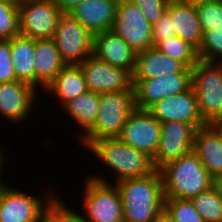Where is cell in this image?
Segmentation results:
<instances>
[{
	"label": "cell",
	"mask_w": 222,
	"mask_h": 222,
	"mask_svg": "<svg viewBox=\"0 0 222 222\" xmlns=\"http://www.w3.org/2000/svg\"><path fill=\"white\" fill-rule=\"evenodd\" d=\"M115 184L122 199L124 222H153L164 210L163 181L159 170Z\"/></svg>",
	"instance_id": "1"
},
{
	"label": "cell",
	"mask_w": 222,
	"mask_h": 222,
	"mask_svg": "<svg viewBox=\"0 0 222 222\" xmlns=\"http://www.w3.org/2000/svg\"><path fill=\"white\" fill-rule=\"evenodd\" d=\"M159 172L165 199L190 200L213 186V177L193 151L165 164Z\"/></svg>",
	"instance_id": "2"
},
{
	"label": "cell",
	"mask_w": 222,
	"mask_h": 222,
	"mask_svg": "<svg viewBox=\"0 0 222 222\" xmlns=\"http://www.w3.org/2000/svg\"><path fill=\"white\" fill-rule=\"evenodd\" d=\"M87 149L103 165L115 171V183L150 175L156 170L149 155L125 144L119 138L93 141Z\"/></svg>",
	"instance_id": "3"
},
{
	"label": "cell",
	"mask_w": 222,
	"mask_h": 222,
	"mask_svg": "<svg viewBox=\"0 0 222 222\" xmlns=\"http://www.w3.org/2000/svg\"><path fill=\"white\" fill-rule=\"evenodd\" d=\"M134 109V91L101 93L95 124L80 137L83 146L87 148L93 141L105 138H118Z\"/></svg>",
	"instance_id": "4"
},
{
	"label": "cell",
	"mask_w": 222,
	"mask_h": 222,
	"mask_svg": "<svg viewBox=\"0 0 222 222\" xmlns=\"http://www.w3.org/2000/svg\"><path fill=\"white\" fill-rule=\"evenodd\" d=\"M192 88L203 121L222 125V63L199 60L192 68Z\"/></svg>",
	"instance_id": "5"
},
{
	"label": "cell",
	"mask_w": 222,
	"mask_h": 222,
	"mask_svg": "<svg viewBox=\"0 0 222 222\" xmlns=\"http://www.w3.org/2000/svg\"><path fill=\"white\" fill-rule=\"evenodd\" d=\"M109 182L100 175L85 179L82 198L85 215L79 213L83 222H124L120 192L116 184Z\"/></svg>",
	"instance_id": "6"
},
{
	"label": "cell",
	"mask_w": 222,
	"mask_h": 222,
	"mask_svg": "<svg viewBox=\"0 0 222 222\" xmlns=\"http://www.w3.org/2000/svg\"><path fill=\"white\" fill-rule=\"evenodd\" d=\"M56 198L55 193L42 198L30 196L0 183V222H41L45 210Z\"/></svg>",
	"instance_id": "7"
},
{
	"label": "cell",
	"mask_w": 222,
	"mask_h": 222,
	"mask_svg": "<svg viewBox=\"0 0 222 222\" xmlns=\"http://www.w3.org/2000/svg\"><path fill=\"white\" fill-rule=\"evenodd\" d=\"M20 35L52 39L62 12L54 0H26L18 6Z\"/></svg>",
	"instance_id": "8"
},
{
	"label": "cell",
	"mask_w": 222,
	"mask_h": 222,
	"mask_svg": "<svg viewBox=\"0 0 222 222\" xmlns=\"http://www.w3.org/2000/svg\"><path fill=\"white\" fill-rule=\"evenodd\" d=\"M66 64L78 65L93 53V35L71 14H62L54 36Z\"/></svg>",
	"instance_id": "9"
},
{
	"label": "cell",
	"mask_w": 222,
	"mask_h": 222,
	"mask_svg": "<svg viewBox=\"0 0 222 222\" xmlns=\"http://www.w3.org/2000/svg\"><path fill=\"white\" fill-rule=\"evenodd\" d=\"M112 30L136 52L153 47L152 25L128 0H119Z\"/></svg>",
	"instance_id": "10"
},
{
	"label": "cell",
	"mask_w": 222,
	"mask_h": 222,
	"mask_svg": "<svg viewBox=\"0 0 222 222\" xmlns=\"http://www.w3.org/2000/svg\"><path fill=\"white\" fill-rule=\"evenodd\" d=\"M135 108L149 109L161 99L188 91L192 72H179L152 79H132Z\"/></svg>",
	"instance_id": "11"
},
{
	"label": "cell",
	"mask_w": 222,
	"mask_h": 222,
	"mask_svg": "<svg viewBox=\"0 0 222 222\" xmlns=\"http://www.w3.org/2000/svg\"><path fill=\"white\" fill-rule=\"evenodd\" d=\"M160 132L161 123L148 109L135 108L118 138L153 159L159 146Z\"/></svg>",
	"instance_id": "12"
},
{
	"label": "cell",
	"mask_w": 222,
	"mask_h": 222,
	"mask_svg": "<svg viewBox=\"0 0 222 222\" xmlns=\"http://www.w3.org/2000/svg\"><path fill=\"white\" fill-rule=\"evenodd\" d=\"M78 65L91 92L133 91L132 74L123 68L112 66L93 54Z\"/></svg>",
	"instance_id": "13"
},
{
	"label": "cell",
	"mask_w": 222,
	"mask_h": 222,
	"mask_svg": "<svg viewBox=\"0 0 222 222\" xmlns=\"http://www.w3.org/2000/svg\"><path fill=\"white\" fill-rule=\"evenodd\" d=\"M196 129L178 121L161 123L160 142L153 160L156 170L193 151Z\"/></svg>",
	"instance_id": "14"
},
{
	"label": "cell",
	"mask_w": 222,
	"mask_h": 222,
	"mask_svg": "<svg viewBox=\"0 0 222 222\" xmlns=\"http://www.w3.org/2000/svg\"><path fill=\"white\" fill-rule=\"evenodd\" d=\"M148 110L160 123L178 121L191 124L196 130L206 125L199 113L192 87L188 91L161 99Z\"/></svg>",
	"instance_id": "15"
},
{
	"label": "cell",
	"mask_w": 222,
	"mask_h": 222,
	"mask_svg": "<svg viewBox=\"0 0 222 222\" xmlns=\"http://www.w3.org/2000/svg\"><path fill=\"white\" fill-rule=\"evenodd\" d=\"M37 96V90L28 83L19 80L0 83V115L12 123L26 121Z\"/></svg>",
	"instance_id": "16"
},
{
	"label": "cell",
	"mask_w": 222,
	"mask_h": 222,
	"mask_svg": "<svg viewBox=\"0 0 222 222\" xmlns=\"http://www.w3.org/2000/svg\"><path fill=\"white\" fill-rule=\"evenodd\" d=\"M193 152L213 177L222 175V125L206 124L194 135Z\"/></svg>",
	"instance_id": "17"
},
{
	"label": "cell",
	"mask_w": 222,
	"mask_h": 222,
	"mask_svg": "<svg viewBox=\"0 0 222 222\" xmlns=\"http://www.w3.org/2000/svg\"><path fill=\"white\" fill-rule=\"evenodd\" d=\"M106 63L123 68L131 74L134 70L136 52L113 30H106L93 36V53Z\"/></svg>",
	"instance_id": "18"
},
{
	"label": "cell",
	"mask_w": 222,
	"mask_h": 222,
	"mask_svg": "<svg viewBox=\"0 0 222 222\" xmlns=\"http://www.w3.org/2000/svg\"><path fill=\"white\" fill-rule=\"evenodd\" d=\"M118 0H83L70 14L93 36L114 25Z\"/></svg>",
	"instance_id": "19"
},
{
	"label": "cell",
	"mask_w": 222,
	"mask_h": 222,
	"mask_svg": "<svg viewBox=\"0 0 222 222\" xmlns=\"http://www.w3.org/2000/svg\"><path fill=\"white\" fill-rule=\"evenodd\" d=\"M179 72H192V68L151 47L136 53L132 79H152Z\"/></svg>",
	"instance_id": "20"
},
{
	"label": "cell",
	"mask_w": 222,
	"mask_h": 222,
	"mask_svg": "<svg viewBox=\"0 0 222 222\" xmlns=\"http://www.w3.org/2000/svg\"><path fill=\"white\" fill-rule=\"evenodd\" d=\"M34 51L35 89L44 91L67 64L53 39H34Z\"/></svg>",
	"instance_id": "21"
},
{
	"label": "cell",
	"mask_w": 222,
	"mask_h": 222,
	"mask_svg": "<svg viewBox=\"0 0 222 222\" xmlns=\"http://www.w3.org/2000/svg\"><path fill=\"white\" fill-rule=\"evenodd\" d=\"M167 10L172 18L176 36L189 43L196 50L200 48L203 31L196 11V6L170 0Z\"/></svg>",
	"instance_id": "22"
},
{
	"label": "cell",
	"mask_w": 222,
	"mask_h": 222,
	"mask_svg": "<svg viewBox=\"0 0 222 222\" xmlns=\"http://www.w3.org/2000/svg\"><path fill=\"white\" fill-rule=\"evenodd\" d=\"M85 77L79 65L67 64L45 88L46 93L54 94L62 108L77 96L86 92Z\"/></svg>",
	"instance_id": "23"
},
{
	"label": "cell",
	"mask_w": 222,
	"mask_h": 222,
	"mask_svg": "<svg viewBox=\"0 0 222 222\" xmlns=\"http://www.w3.org/2000/svg\"><path fill=\"white\" fill-rule=\"evenodd\" d=\"M9 40L16 80L35 88L34 39L19 34Z\"/></svg>",
	"instance_id": "24"
},
{
	"label": "cell",
	"mask_w": 222,
	"mask_h": 222,
	"mask_svg": "<svg viewBox=\"0 0 222 222\" xmlns=\"http://www.w3.org/2000/svg\"><path fill=\"white\" fill-rule=\"evenodd\" d=\"M100 105V94L87 90L82 95L77 96L68 102L64 107L66 114L72 118L84 136L95 124Z\"/></svg>",
	"instance_id": "25"
},
{
	"label": "cell",
	"mask_w": 222,
	"mask_h": 222,
	"mask_svg": "<svg viewBox=\"0 0 222 222\" xmlns=\"http://www.w3.org/2000/svg\"><path fill=\"white\" fill-rule=\"evenodd\" d=\"M154 47L165 55L182 62L187 68H193L199 61L197 50L176 35L158 42Z\"/></svg>",
	"instance_id": "26"
},
{
	"label": "cell",
	"mask_w": 222,
	"mask_h": 222,
	"mask_svg": "<svg viewBox=\"0 0 222 222\" xmlns=\"http://www.w3.org/2000/svg\"><path fill=\"white\" fill-rule=\"evenodd\" d=\"M190 200L205 222H222V202L213 186Z\"/></svg>",
	"instance_id": "27"
},
{
	"label": "cell",
	"mask_w": 222,
	"mask_h": 222,
	"mask_svg": "<svg viewBox=\"0 0 222 222\" xmlns=\"http://www.w3.org/2000/svg\"><path fill=\"white\" fill-rule=\"evenodd\" d=\"M199 60L222 63V28L203 31V39L197 50Z\"/></svg>",
	"instance_id": "28"
},
{
	"label": "cell",
	"mask_w": 222,
	"mask_h": 222,
	"mask_svg": "<svg viewBox=\"0 0 222 222\" xmlns=\"http://www.w3.org/2000/svg\"><path fill=\"white\" fill-rule=\"evenodd\" d=\"M164 210L172 222H205L195 210L191 200L164 199Z\"/></svg>",
	"instance_id": "29"
},
{
	"label": "cell",
	"mask_w": 222,
	"mask_h": 222,
	"mask_svg": "<svg viewBox=\"0 0 222 222\" xmlns=\"http://www.w3.org/2000/svg\"><path fill=\"white\" fill-rule=\"evenodd\" d=\"M19 34L18 6L0 0V40H9Z\"/></svg>",
	"instance_id": "30"
},
{
	"label": "cell",
	"mask_w": 222,
	"mask_h": 222,
	"mask_svg": "<svg viewBox=\"0 0 222 222\" xmlns=\"http://www.w3.org/2000/svg\"><path fill=\"white\" fill-rule=\"evenodd\" d=\"M202 31L222 28V0H211L196 6Z\"/></svg>",
	"instance_id": "31"
},
{
	"label": "cell",
	"mask_w": 222,
	"mask_h": 222,
	"mask_svg": "<svg viewBox=\"0 0 222 222\" xmlns=\"http://www.w3.org/2000/svg\"><path fill=\"white\" fill-rule=\"evenodd\" d=\"M61 200L57 196L54 202L45 210L41 222H83L79 213L67 208Z\"/></svg>",
	"instance_id": "32"
},
{
	"label": "cell",
	"mask_w": 222,
	"mask_h": 222,
	"mask_svg": "<svg viewBox=\"0 0 222 222\" xmlns=\"http://www.w3.org/2000/svg\"><path fill=\"white\" fill-rule=\"evenodd\" d=\"M139 7L147 21L153 25L167 9L170 0H128Z\"/></svg>",
	"instance_id": "33"
},
{
	"label": "cell",
	"mask_w": 222,
	"mask_h": 222,
	"mask_svg": "<svg viewBox=\"0 0 222 222\" xmlns=\"http://www.w3.org/2000/svg\"><path fill=\"white\" fill-rule=\"evenodd\" d=\"M10 40H0V83L16 81Z\"/></svg>",
	"instance_id": "34"
},
{
	"label": "cell",
	"mask_w": 222,
	"mask_h": 222,
	"mask_svg": "<svg viewBox=\"0 0 222 222\" xmlns=\"http://www.w3.org/2000/svg\"><path fill=\"white\" fill-rule=\"evenodd\" d=\"M175 28H173L172 18L166 9L161 18L152 25L153 47L160 41L175 36Z\"/></svg>",
	"instance_id": "35"
},
{
	"label": "cell",
	"mask_w": 222,
	"mask_h": 222,
	"mask_svg": "<svg viewBox=\"0 0 222 222\" xmlns=\"http://www.w3.org/2000/svg\"><path fill=\"white\" fill-rule=\"evenodd\" d=\"M62 14H70L83 0H54Z\"/></svg>",
	"instance_id": "36"
},
{
	"label": "cell",
	"mask_w": 222,
	"mask_h": 222,
	"mask_svg": "<svg viewBox=\"0 0 222 222\" xmlns=\"http://www.w3.org/2000/svg\"><path fill=\"white\" fill-rule=\"evenodd\" d=\"M213 187L218 193L219 198L221 199L222 202V175L213 178Z\"/></svg>",
	"instance_id": "37"
},
{
	"label": "cell",
	"mask_w": 222,
	"mask_h": 222,
	"mask_svg": "<svg viewBox=\"0 0 222 222\" xmlns=\"http://www.w3.org/2000/svg\"><path fill=\"white\" fill-rule=\"evenodd\" d=\"M153 222H172L171 217L163 210L154 220Z\"/></svg>",
	"instance_id": "38"
},
{
	"label": "cell",
	"mask_w": 222,
	"mask_h": 222,
	"mask_svg": "<svg viewBox=\"0 0 222 222\" xmlns=\"http://www.w3.org/2000/svg\"><path fill=\"white\" fill-rule=\"evenodd\" d=\"M1 148V147H0ZM6 155H5V152H4V149H0V177H1V173H3V169H4V167H6L5 166V163H6V157H5ZM0 183H4L3 181H2V179L0 178Z\"/></svg>",
	"instance_id": "39"
},
{
	"label": "cell",
	"mask_w": 222,
	"mask_h": 222,
	"mask_svg": "<svg viewBox=\"0 0 222 222\" xmlns=\"http://www.w3.org/2000/svg\"><path fill=\"white\" fill-rule=\"evenodd\" d=\"M178 1L183 4L190 5V6H198V5L204 4L205 2H208L211 0H178Z\"/></svg>",
	"instance_id": "40"
},
{
	"label": "cell",
	"mask_w": 222,
	"mask_h": 222,
	"mask_svg": "<svg viewBox=\"0 0 222 222\" xmlns=\"http://www.w3.org/2000/svg\"><path fill=\"white\" fill-rule=\"evenodd\" d=\"M3 1H7V2H10L16 6H19L21 5L22 3H24L26 0H3Z\"/></svg>",
	"instance_id": "41"
}]
</instances>
